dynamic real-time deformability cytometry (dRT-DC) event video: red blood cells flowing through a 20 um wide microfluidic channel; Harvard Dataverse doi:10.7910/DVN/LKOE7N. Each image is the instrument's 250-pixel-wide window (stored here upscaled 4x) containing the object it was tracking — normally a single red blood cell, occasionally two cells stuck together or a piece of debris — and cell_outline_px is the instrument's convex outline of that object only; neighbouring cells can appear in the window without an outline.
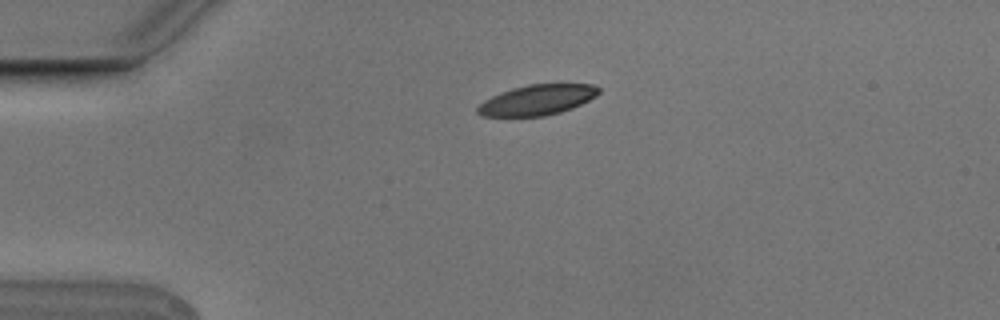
{"species": "Egyptian fruit bat (a non-hibernating species)", "species_latin": "Rousettus aegyptiacus", "temperature_condition": "cold", "stored_images_in_passage": 2, "camera_frame_rate_fps": 3000, "um_per_image_px": 0.085, "animal": {"sex": "male"}, "frame": {"image": 1, "passage_image": 1, "time_ms": 0.0, "image_size_px": [1000, 320], "cell_outline_px": [[600, 92], [596, 96], [572, 108], [560, 112], [544, 116], [480, 116], [476, 112], [476, 108], [484, 100], [500, 92], [512, 88], [528, 84], [592, 84], [600, 88]], "centroid_in_image_um": [45.64, 8.49], "position_along_channel_um": 39.4, "area_um2": 21.39}}